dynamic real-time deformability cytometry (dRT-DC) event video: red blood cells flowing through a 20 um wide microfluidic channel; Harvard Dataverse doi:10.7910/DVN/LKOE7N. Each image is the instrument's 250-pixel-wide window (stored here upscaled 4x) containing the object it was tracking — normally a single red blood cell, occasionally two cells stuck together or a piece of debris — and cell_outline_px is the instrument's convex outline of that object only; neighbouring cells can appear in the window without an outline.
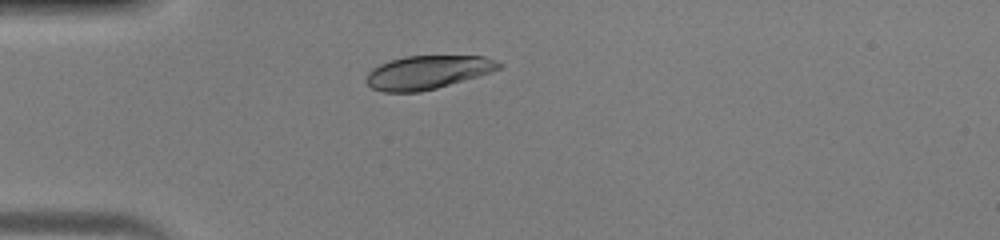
{"species": "human", "species_latin": "Homo sapiens", "temperature_condition": "warm", "stored_images_in_passage": 33, "camera_frame_rate_fps": 3000, "um_per_image_px": 0.085, "donor": {"sex": "male"}, "frame": {"image": 1, "passage_image": 1, "time_ms": 0.0, "image_size_px": [1000, 240], "cell_outline_px": [[504, 64], [500, 68], [492, 72], [436, 88], [420, 92], [384, 92], [372, 88], [364, 80], [368, 72], [372, 68], [380, 64], [404, 56], [484, 56], [496, 60]], "centroid_in_image_um": [36.34, 6.14], "position_along_channel_um": 48.7, "area_um2": 25.89}}
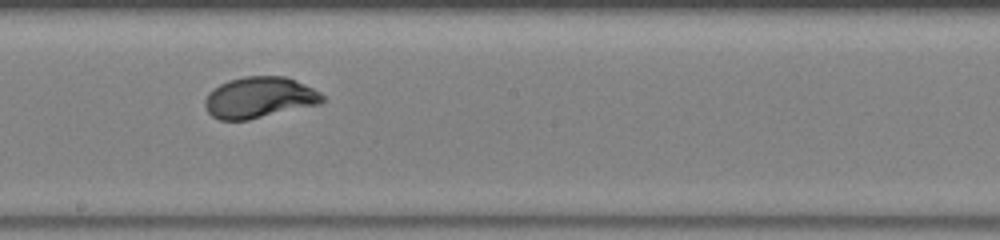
{"frame": {"image": 2, "passage_image": 14, "time_ms": 4.333, "image_size_px": [1000, 240], "cell_outline_px": [[324, 100], [320, 104], [248, 120], [220, 120], [212, 116], [208, 112], [204, 104], [204, 100], [208, 92], [220, 84], [228, 80], [244, 76], [288, 76], [320, 92], [324, 96]], "centroid_in_image_um": [22.03, 8.28], "position_along_channel_um": 226.2, "area_um2": 28.26}}
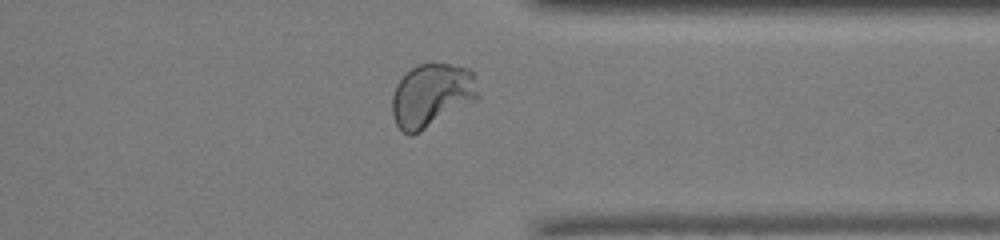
{"frame": {"image": 3, "passage_image": 24, "time_ms": 7.667, "image_size_px": [1000, 240], "cell_outline_px": [[480, 96], [476, 100], [420, 132], [412, 136], [408, 136], [396, 124], [392, 116], [392, 96], [396, 84], [412, 68], [420, 64], [452, 64], [468, 68], [472, 72]], "centroid_in_image_um": [36.68, 8.12], "position_along_channel_um": 374.7, "area_um2": 31.67}}